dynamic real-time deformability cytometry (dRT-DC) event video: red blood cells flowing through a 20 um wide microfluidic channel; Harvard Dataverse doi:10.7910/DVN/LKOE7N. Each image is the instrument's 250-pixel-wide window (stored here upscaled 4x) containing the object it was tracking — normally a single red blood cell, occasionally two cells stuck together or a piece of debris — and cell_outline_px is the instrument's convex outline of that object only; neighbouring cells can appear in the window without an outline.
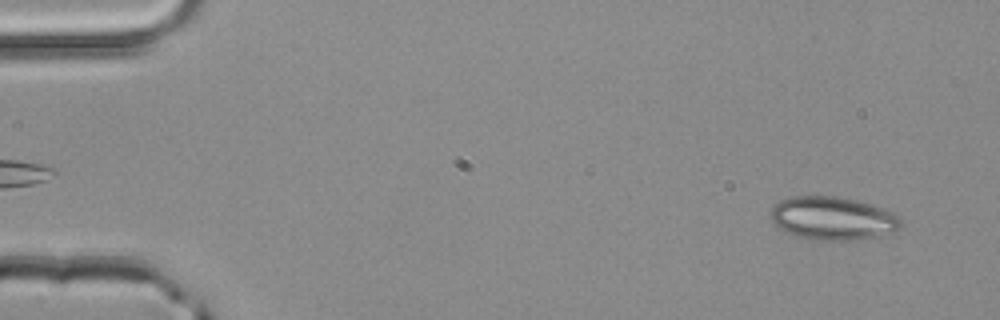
{"species": "common noctule bat (a hibernating species)", "species_latin": "Nyctalus noctula", "temperature_condition": "room temperature", "stored_images_in_passage": 3, "camera_frame_rate_fps": 3000, "um_per_image_px": 0.085, "animal": {"sex": "male", "body_mass_g": 20.4}, "frame": {"image": 1, "passage_image": 3, "time_ms": 0.667, "image_size_px": [1000, 320], "cell_outline_px": [[900, 228], [892, 232], [876, 236], [852, 240], [812, 240], [776, 228], [772, 220], [772, 208], [780, 200], [792, 196], [832, 196], [852, 200], [884, 208], [892, 212], [900, 220]], "centroid_in_image_um": [70.75, 18.56], "position_along_channel_um": 14.2, "area_um2": 32.31}}